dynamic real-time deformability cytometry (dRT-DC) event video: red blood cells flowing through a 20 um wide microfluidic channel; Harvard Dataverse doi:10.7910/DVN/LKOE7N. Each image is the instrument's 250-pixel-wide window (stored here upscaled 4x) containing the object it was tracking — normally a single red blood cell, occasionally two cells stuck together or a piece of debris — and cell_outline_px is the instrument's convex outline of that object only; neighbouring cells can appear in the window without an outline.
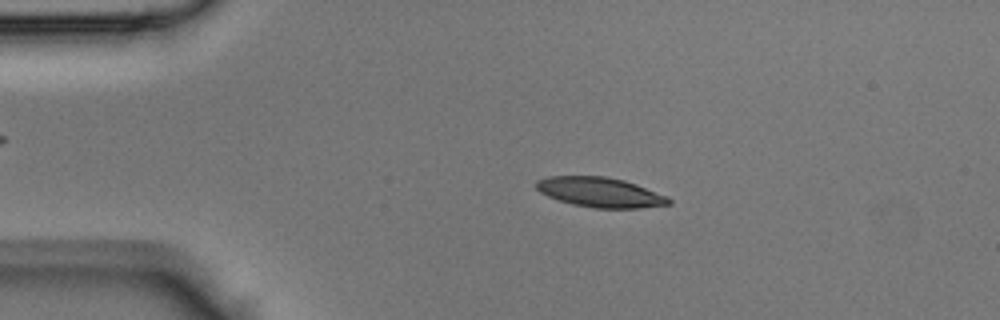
{"species": "Egyptian fruit bat (a non-hibernating species)", "species_latin": "Rousettus aegyptiacus", "temperature_condition": "room temperature", "stored_images_in_passage": 43, "camera_frame_rate_fps": 3000, "um_per_image_px": 0.085, "animal": {"sex": "male"}, "frame": {"image": 1, "passage_image": 8, "time_ms": 2.333, "image_size_px": [1000, 320], "cell_outline_px": [[672, 204], [640, 208], [596, 208], [572, 204], [548, 196], [540, 192], [536, 188], [536, 180], [548, 176], [604, 176], [624, 180], [636, 184], [668, 196], [672, 200]], "centroid_in_image_um": [51.04, 16.34], "position_along_channel_um": 34.0, "area_um2": 23.06}}
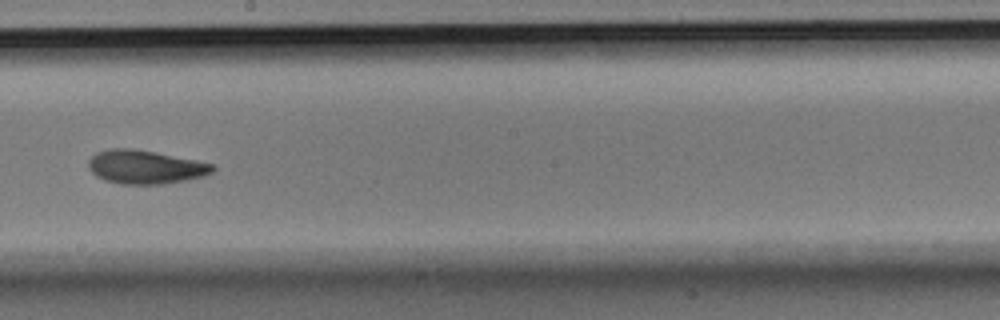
{"frame": {"image": 2, "passage_image": 24, "time_ms": 7.667, "image_size_px": [1000, 320], "cell_outline_px": [[216, 168], [212, 172], [204, 176], [164, 184], [120, 184], [104, 180], [96, 176], [88, 168], [88, 160], [96, 152], [108, 148], [132, 148], [156, 152], [216, 164]], "centroid_in_image_um": [12.34, 14.19], "position_along_channel_um": 235.9, "area_um2": 24.57}}
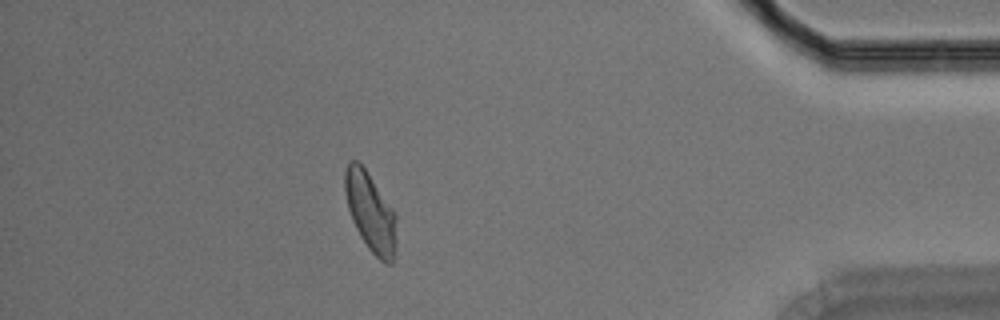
{"frame": {"image": 3, "passage_image": 38, "time_ms": 12.333, "image_size_px": [1000, 320], "cell_outline_px": [[396, 248], [392, 264], [384, 264], [368, 248], [360, 236], [352, 220], [348, 208], [344, 192], [344, 172], [348, 160], [356, 160], [364, 168], [396, 212]], "centroid_in_image_um": [31.49, 18.04], "position_along_channel_um": 403.7, "area_um2": 23.93}}